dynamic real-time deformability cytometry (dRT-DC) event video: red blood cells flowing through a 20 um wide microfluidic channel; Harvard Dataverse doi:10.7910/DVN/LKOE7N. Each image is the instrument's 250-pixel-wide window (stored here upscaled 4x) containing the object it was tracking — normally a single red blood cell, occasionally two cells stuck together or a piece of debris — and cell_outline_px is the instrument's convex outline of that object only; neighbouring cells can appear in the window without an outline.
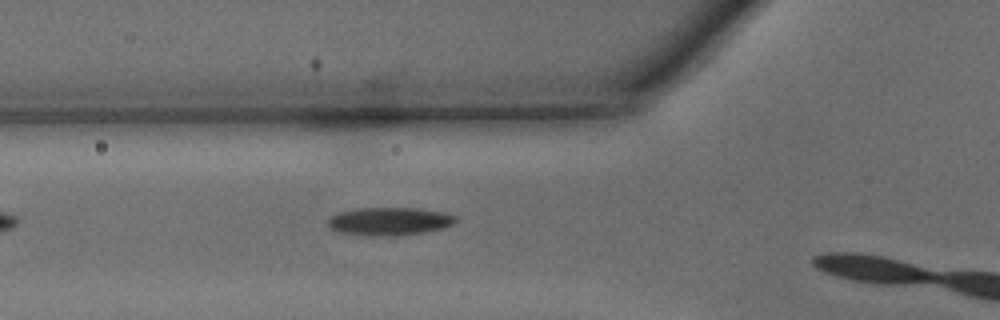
{"species": "common noctule bat (a hibernating species)", "species_latin": "Nyctalus noctula", "temperature_condition": "warm", "stored_images_in_passage": 3, "camera_frame_rate_fps": 3000, "um_per_image_px": 0.085, "animal": {"sex": "male", "body_mass_g": 15.6}, "frame": {"image": 1, "passage_image": 2, "time_ms": 0.333, "image_size_px": [1000, 320], "cell_outline_px": [[456, 220], [452, 224], [444, 228], [424, 232], [396, 236], [368, 236], [340, 232], [332, 228], [328, 224], [328, 216], [336, 212], [360, 208], [416, 208], [444, 212], [456, 216]], "centroid_in_image_um": [33.08, 18.81], "position_along_channel_um": 92.7, "area_um2": 20.98}}